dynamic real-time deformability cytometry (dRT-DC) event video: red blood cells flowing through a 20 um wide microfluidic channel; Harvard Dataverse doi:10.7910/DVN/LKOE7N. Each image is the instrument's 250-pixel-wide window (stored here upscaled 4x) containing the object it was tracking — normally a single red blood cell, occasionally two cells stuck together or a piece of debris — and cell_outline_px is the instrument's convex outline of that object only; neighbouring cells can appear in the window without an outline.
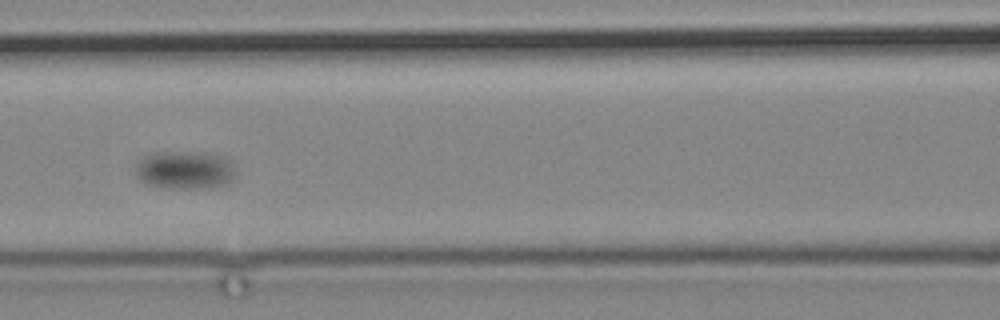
{"species": "common noctule bat (a hibernating species)", "species_latin": "Nyctalus noctula", "temperature_condition": "cold", "stored_images_in_passage": 13, "camera_frame_rate_fps": 3000, "um_per_image_px": 0.085, "animal": {"sex": "male", "body_mass_g": 19.2, "forearm_length_mm": 51.8}, "frame": {"image": 1, "passage_image": 11, "time_ms": 13.0, "image_size_px": [1000, 320], "cell_outline_px": [[236, 176], [228, 184], [212, 188], [168, 188], [148, 184], [140, 180], [136, 176], [136, 164], [144, 156], [160, 152], [180, 152], [224, 156], [228, 160], [236, 172]], "centroid_in_image_um": [15.73, 14.48], "position_along_channel_um": 150.9, "area_um2": 22.08}}
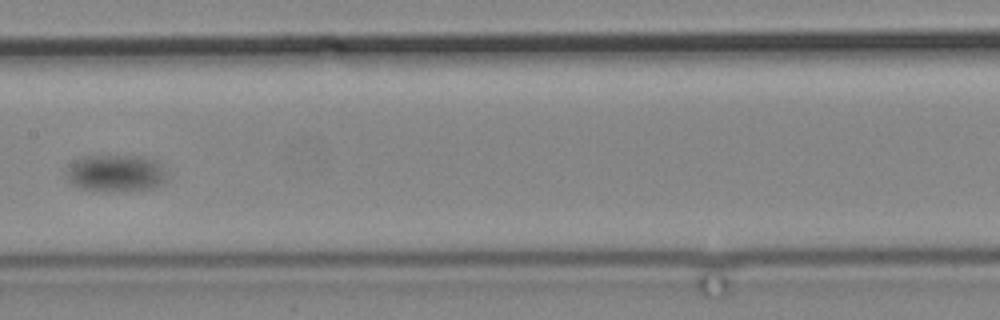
{"frame": {"image": 2, "passage_image": 13, "time_ms": 15.0, "image_size_px": [1000, 320], "cell_outline_px": [[164, 180], [160, 184], [152, 188], [124, 192], [80, 188], [72, 184], [68, 180], [68, 168], [76, 160], [84, 156], [144, 156], [156, 160], [160, 164], [164, 176]], "centroid_in_image_um": [9.84, 14.72], "position_along_channel_um": 197.6, "area_um2": 21.33}}